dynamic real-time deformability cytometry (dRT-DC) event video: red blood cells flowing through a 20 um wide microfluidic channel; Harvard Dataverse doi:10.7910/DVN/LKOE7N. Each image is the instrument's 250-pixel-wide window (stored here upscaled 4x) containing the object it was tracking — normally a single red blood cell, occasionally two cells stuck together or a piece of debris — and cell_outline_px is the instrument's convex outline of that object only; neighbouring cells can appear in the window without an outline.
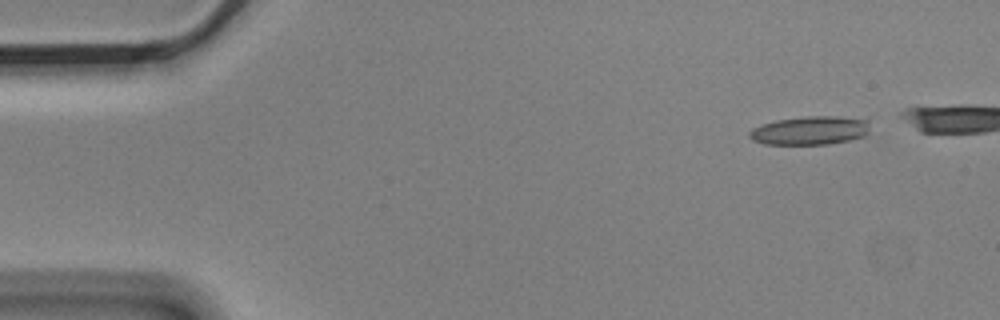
{"species": "Egyptian fruit bat (a non-hibernating species)", "species_latin": "Rousettus aegyptiacus", "temperature_condition": "cold", "stored_images_in_passage": 4, "segment_of_instrument_passage": [2, 2], "camera_frame_rate_fps": 3000, "um_per_image_px": 0.085, "animal": {"sex": "male"}, "frame": {"image": 1, "passage_image": 4, "time_ms": 1.0, "image_size_px": [1000, 320], "cell_outline_px": [[868, 132], [864, 136], [848, 140], [828, 144], [764, 144], [752, 140], [748, 136], [748, 132], [752, 128], [760, 124], [776, 120], [804, 116], [836, 116], [868, 120]], "centroid_in_image_um": [68.79, 11.09], "position_along_channel_um": 16.2, "area_um2": 20.11}}